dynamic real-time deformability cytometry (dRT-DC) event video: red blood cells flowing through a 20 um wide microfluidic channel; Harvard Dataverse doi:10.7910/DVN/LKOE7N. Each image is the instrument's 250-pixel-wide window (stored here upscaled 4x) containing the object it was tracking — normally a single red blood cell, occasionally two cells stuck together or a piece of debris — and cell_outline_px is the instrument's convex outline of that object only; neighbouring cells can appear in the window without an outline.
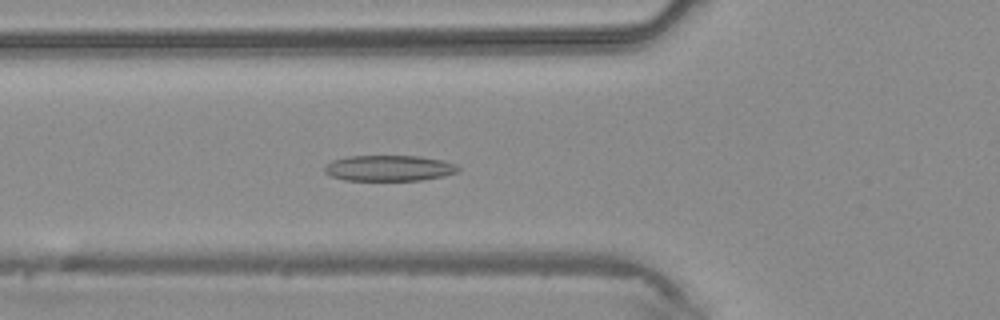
{"species": "common noctule bat (a hibernating species)", "species_latin": "Nyctalus noctula", "temperature_condition": "warm", "stored_images_in_passage": 43, "camera_frame_rate_fps": 3000, "um_per_image_px": 0.085, "animal": {"sex": "male", "body_mass_g": 20.4}, "frame": {"image": 1, "passage_image": 16, "time_ms": 5.0, "image_size_px": [1000, 320], "cell_outline_px": [[460, 172], [444, 176], [420, 180], [344, 180], [328, 176], [324, 172], [324, 168], [332, 160], [348, 156], [420, 156], [444, 160], [456, 164], [460, 168]], "centroid_in_image_um": [33.09, 14.29], "position_along_channel_um": 92.7, "area_um2": 20.29}}
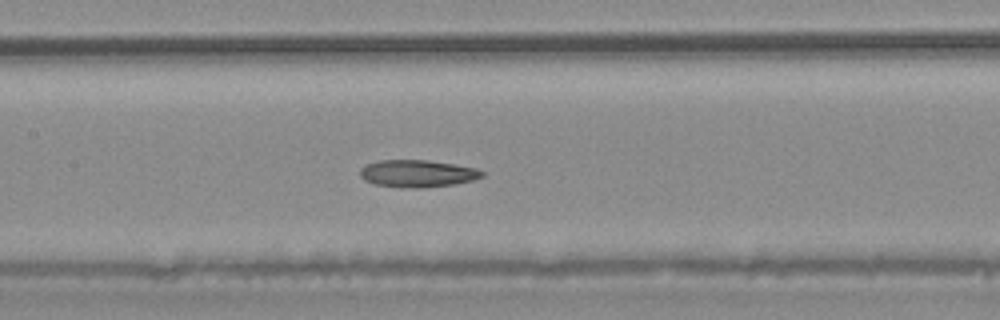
{"frame": {"image": 2, "passage_image": 21, "time_ms": 6.667, "image_size_px": [1000, 320], "cell_outline_px": [[484, 176], [472, 180], [452, 184], [416, 188], [376, 184], [364, 180], [360, 176], [360, 168], [364, 164], [380, 160], [428, 160], [456, 164], [476, 168], [484, 172]], "centroid_in_image_um": [35.47, 14.72], "position_along_channel_um": 171.9, "area_um2": 19.19}}
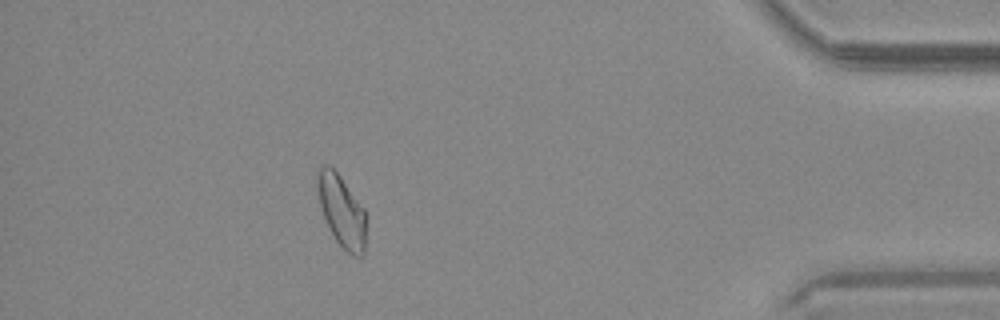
{"frame": {"image": 3, "passage_image": 39, "time_ms": 12.667, "image_size_px": [1000, 320], "cell_outline_px": [[364, 256], [352, 256], [336, 240], [324, 216], [320, 204], [316, 188], [316, 172], [320, 164], [328, 164], [340, 176], [364, 208]], "centroid_in_image_um": [29.0, 17.87], "position_along_channel_um": 406.2, "area_um2": 20.0}}